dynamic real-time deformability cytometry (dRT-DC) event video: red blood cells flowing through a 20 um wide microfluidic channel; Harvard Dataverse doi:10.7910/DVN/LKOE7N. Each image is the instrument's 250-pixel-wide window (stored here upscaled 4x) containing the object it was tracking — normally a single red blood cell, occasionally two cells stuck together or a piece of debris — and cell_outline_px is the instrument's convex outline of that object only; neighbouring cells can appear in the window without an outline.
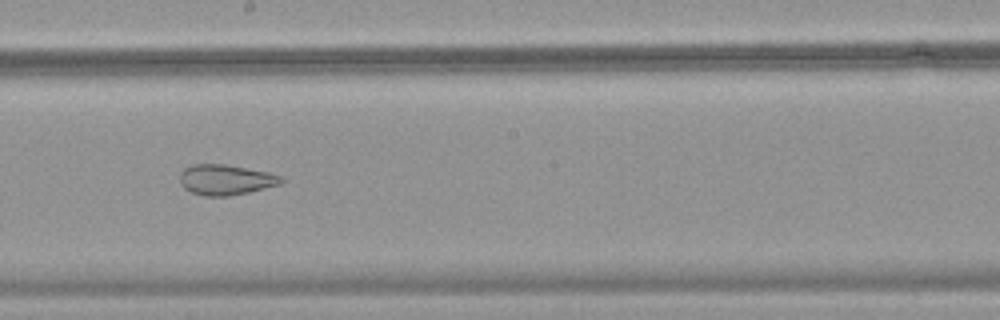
{"species": "common noctule bat (a hibernating species)", "species_latin": "Nyctalus noctula", "temperature_condition": "warm", "stored_images_in_passage": 50, "camera_frame_rate_fps": 3000, "um_per_image_px": 0.085, "animal": {"sex": "female", "body_mass_g": 18.4}, "frame": {"image": 1, "passage_image": 29, "time_ms": 9.333, "image_size_px": [1000, 320], "cell_outline_px": [[284, 180], [280, 184], [248, 192], [228, 196], [204, 196], [192, 192], [184, 188], [180, 184], [180, 172], [184, 168], [192, 164], [224, 164], [268, 172], [280, 176]], "centroid_in_image_um": [19.14, 15.27], "position_along_channel_um": 229.1, "area_um2": 17.86}}
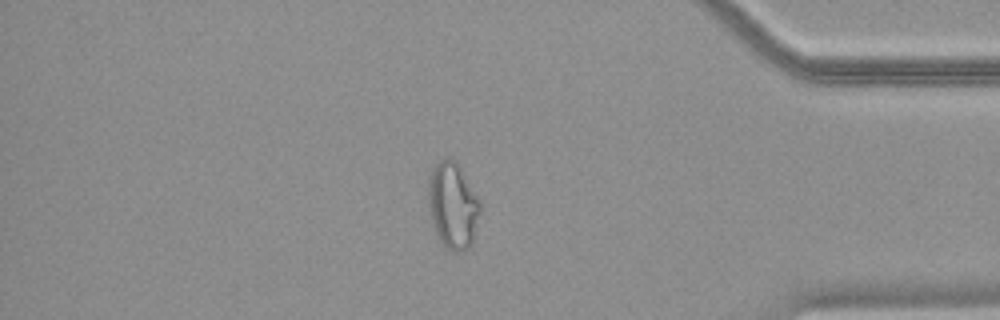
{"frame": {"image": 2, "passage_image": 43, "time_ms": 14.0, "image_size_px": [1000, 320], "cell_outline_px": [[480, 212], [472, 244], [464, 252], [452, 252], [444, 248], [436, 232], [428, 200], [428, 180], [432, 168], [444, 156], [448, 156], [456, 160], [480, 200]], "centroid_in_image_um": [38.5, 17.45], "position_along_channel_um": 396.7, "area_um2": 26.24}}